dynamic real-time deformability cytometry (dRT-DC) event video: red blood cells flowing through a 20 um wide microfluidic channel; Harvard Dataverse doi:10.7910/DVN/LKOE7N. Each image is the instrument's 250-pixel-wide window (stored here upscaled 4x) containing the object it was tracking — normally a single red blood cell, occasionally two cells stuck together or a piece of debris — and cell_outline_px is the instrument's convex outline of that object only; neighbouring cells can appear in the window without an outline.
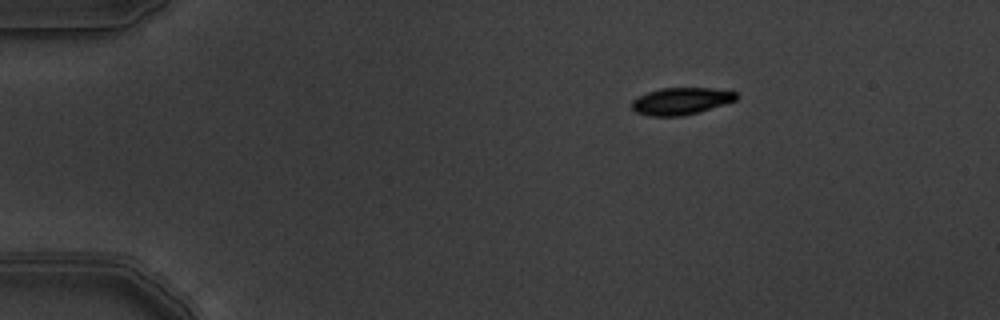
{"species": "common noctule bat (a hibernating species)", "species_latin": "Nyctalus noctula", "temperature_condition": "warm", "stored_images_in_passage": 3, "camera_frame_rate_fps": 3000, "um_per_image_px": 0.085, "animal": {"sex": "male", "body_mass_g": 19.5, "forearm_length_mm": 54.6}, "frame": {"image": 1, "passage_image": 1, "time_ms": 0.0, "image_size_px": [1000, 320], "cell_outline_px": [[740, 96], [736, 100], [724, 104], [696, 112], [680, 116], [648, 116], [636, 112], [632, 108], [632, 100], [648, 92], [660, 88], [712, 88], [736, 92]], "centroid_in_image_um": [57.89, 8.59], "position_along_channel_um": 27.1, "area_um2": 16.3}}